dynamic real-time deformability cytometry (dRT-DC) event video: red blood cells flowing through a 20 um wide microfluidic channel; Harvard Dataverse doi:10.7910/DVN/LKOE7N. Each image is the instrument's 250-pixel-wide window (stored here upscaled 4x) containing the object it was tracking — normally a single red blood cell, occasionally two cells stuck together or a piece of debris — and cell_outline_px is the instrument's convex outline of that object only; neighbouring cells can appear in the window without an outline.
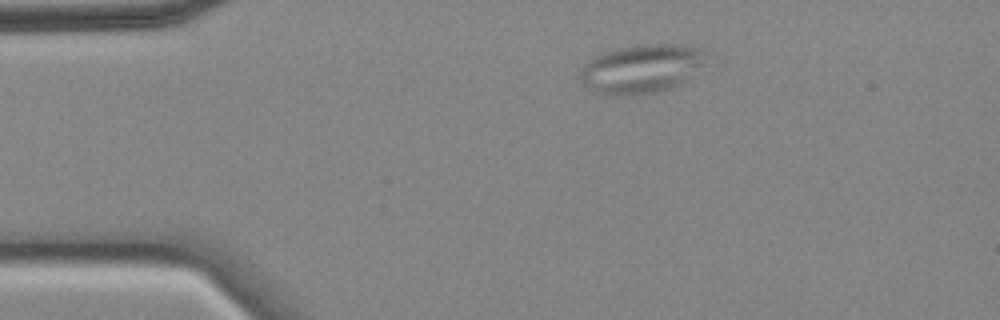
{"species": "common noctule bat (a hibernating species)", "species_latin": "Nyctalus noctula", "temperature_condition": "cold", "stored_images_in_passage": 48, "camera_frame_rate_fps": 3000, "um_per_image_px": 0.085, "animal": {"sex": "female", "body_mass_g": 18.4}, "frame": {"image": 1, "passage_image": 1, "time_ms": 0.0, "image_size_px": [1000, 320], "cell_outline_px": [[704, 52], [696, 64], [684, 80], [680, 84], [672, 88], [656, 92], [636, 96], [608, 96], [596, 92], [584, 84], [580, 80], [580, 76], [584, 64], [588, 60], [600, 52], [616, 48], [644, 44], [684, 44], [704, 48]], "centroid_in_image_um": [54.39, 5.85], "position_along_channel_um": 30.6, "area_um2": 35.37}}
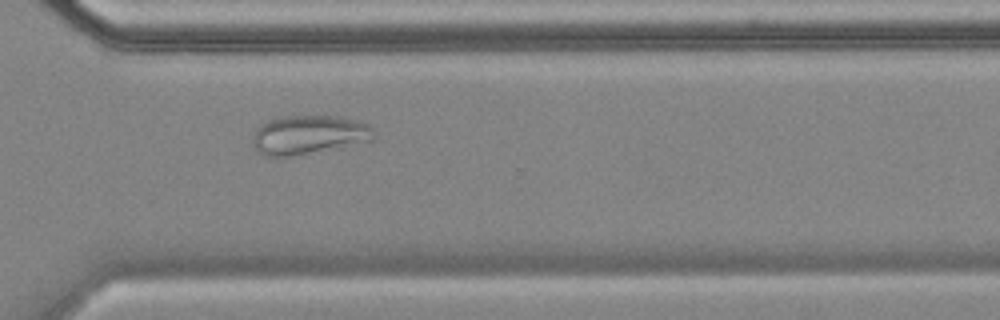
{"frame": {"image": 2, "passage_image": 32, "time_ms": 10.333, "image_size_px": [1000, 320], "cell_outline_px": [[376, 136], [372, 140], [292, 156], [264, 156], [256, 152], [252, 148], [252, 136], [256, 128], [264, 120], [288, 116], [332, 116], [356, 120], [368, 124], [372, 128]], "centroid_in_image_um": [26.16, 11.45], "position_along_channel_um": 344.4, "area_um2": 27.51}}
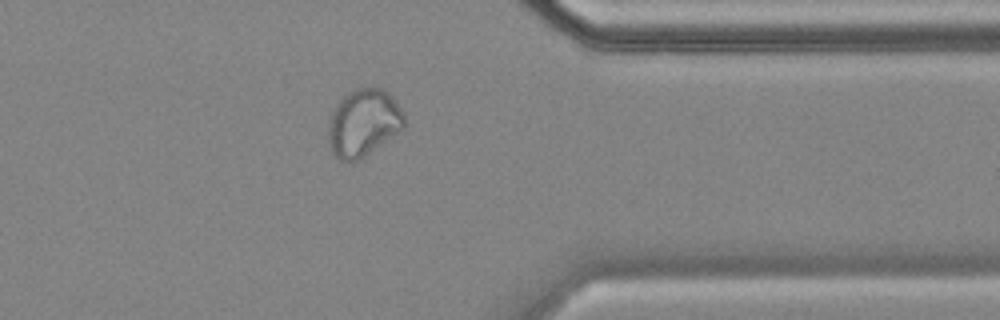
{"frame": {"image": 3, "passage_image": 36, "time_ms": 11.667, "image_size_px": [1000, 320], "cell_outline_px": [[404, 128], [364, 156], [352, 164], [340, 160], [328, 148], [328, 120], [336, 104], [348, 92], [356, 88], [380, 88], [388, 92], [404, 112]], "centroid_in_image_um": [30.86, 10.46], "position_along_channel_um": 380.5, "area_um2": 29.88}, "authors_computed_cell_mechanics": {"area_um2": 29.7959, "velocity_mm_per_s": 3.4965, "shape_relaxation_time_tau1_ms": null, "shape_relaxation_time_tau2_ms": 3.8, "deformation_change_tau1": null, "deformation_change_tau2": 0.0913}}